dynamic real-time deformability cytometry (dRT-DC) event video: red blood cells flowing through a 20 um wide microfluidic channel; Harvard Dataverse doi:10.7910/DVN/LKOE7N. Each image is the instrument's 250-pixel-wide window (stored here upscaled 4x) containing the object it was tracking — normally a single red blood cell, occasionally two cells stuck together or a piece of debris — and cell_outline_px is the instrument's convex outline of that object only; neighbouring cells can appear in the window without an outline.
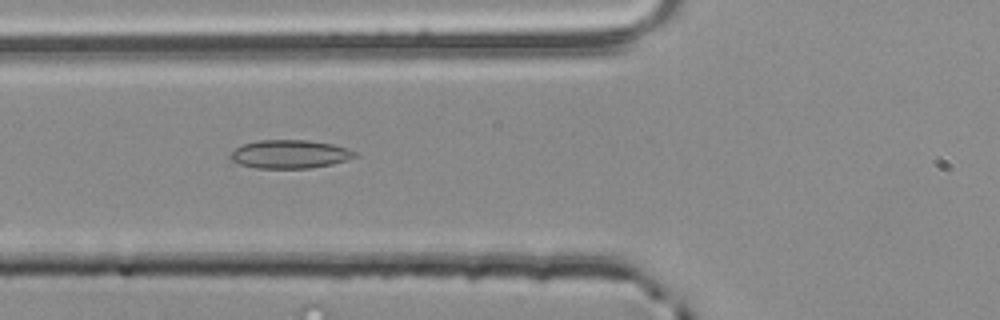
{"species": "common noctule bat (a hibernating species)", "species_latin": "Nyctalus noctula", "temperature_condition": "room temperature", "stored_images_in_passage": 54, "camera_frame_rate_fps": 3000, "um_per_image_px": 0.085, "animal": {"sex": "male", "body_mass_g": 20.4}, "frame": {"image": 1, "passage_image": 20, "time_ms": 6.333, "image_size_px": [1000, 320], "cell_outline_px": [[356, 156], [348, 160], [332, 164], [308, 168], [256, 168], [240, 164], [232, 160], [228, 156], [236, 148], [244, 144], [260, 140], [308, 140], [332, 144], [348, 148], [356, 152]], "centroid_in_image_um": [24.65, 13.1], "position_along_channel_um": 101.2, "area_um2": 20.52}}
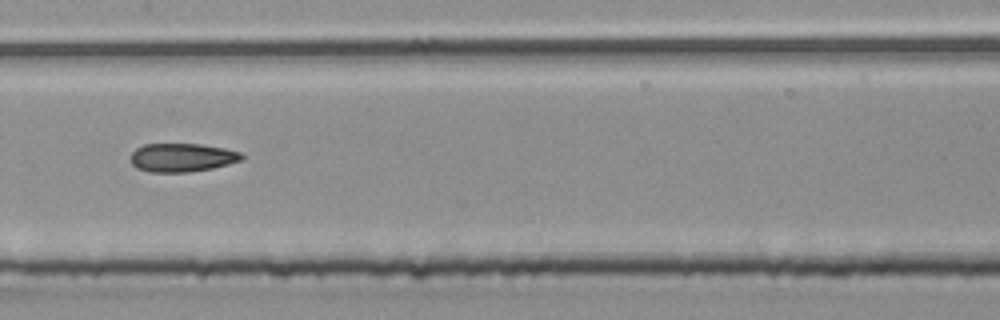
{"frame": {"image": 2, "passage_image": 27, "time_ms": 8.667, "image_size_px": [1000, 320], "cell_outline_px": [[244, 160], [212, 168], [192, 172], [152, 172], [136, 168], [132, 164], [132, 152], [136, 148], [144, 144], [200, 144], [224, 148], [240, 152], [244, 156]], "centroid_in_image_um": [15.5, 13.39], "position_along_channel_um": 191.9, "area_um2": 18.5}}
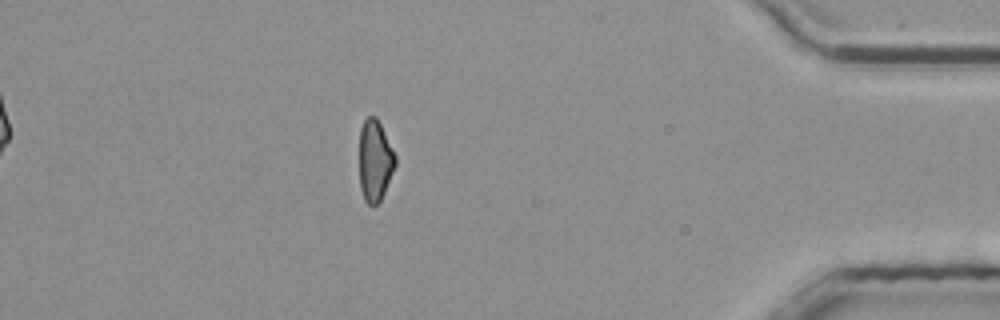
{"frame": {"image": 3, "passage_image": 47, "time_ms": 15.333, "image_size_px": [1000, 320], "cell_outline_px": [[396, 164], [384, 192], [380, 200], [372, 208], [364, 200], [360, 188], [360, 128], [364, 120], [368, 116], [376, 116], [396, 156]], "centroid_in_image_um": [31.86, 13.67], "position_along_channel_um": 403.3, "area_um2": 16.94}, "authors_computed_cell_mechanics": {"area_um2": 18.8139, "velocity_mm_per_s": 3.8699, "shape_relaxation_time_tau1_ms": null, "shape_relaxation_time_tau2_ms": 3.5, "deformation_change_tau1": null, "deformation_change_tau2": 0.1154}}